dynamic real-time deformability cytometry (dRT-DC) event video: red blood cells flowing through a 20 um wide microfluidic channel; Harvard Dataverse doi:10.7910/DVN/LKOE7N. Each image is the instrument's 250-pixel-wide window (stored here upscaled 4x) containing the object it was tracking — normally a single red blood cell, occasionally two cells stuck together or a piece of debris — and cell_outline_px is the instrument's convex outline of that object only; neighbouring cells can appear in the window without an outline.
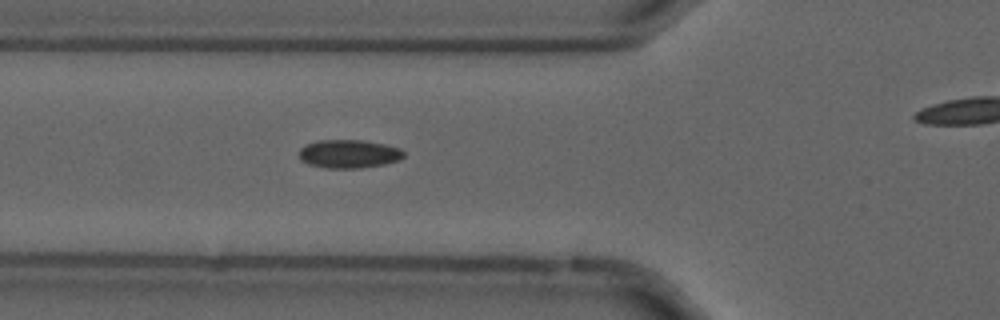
{"species": "common noctule bat (a hibernating species)", "species_latin": "Nyctalus noctula", "temperature_condition": "cold", "stored_images_in_passage": 38, "camera_frame_rate_fps": 3000, "um_per_image_px": 0.085, "animal": {"sex": "male", "forearm_length_mm": 52.5}, "frame": {"image": 1, "passage_image": 13, "time_ms": 4.0, "image_size_px": [1000, 320], "cell_outline_px": [[404, 156], [400, 160], [384, 164], [360, 168], [324, 168], [308, 164], [300, 160], [300, 148], [304, 144], [320, 140], [364, 140], [384, 144], [400, 148], [404, 152]], "centroid_in_image_um": [29.64, 13.08], "position_along_channel_um": 96.2, "area_um2": 17.46}}
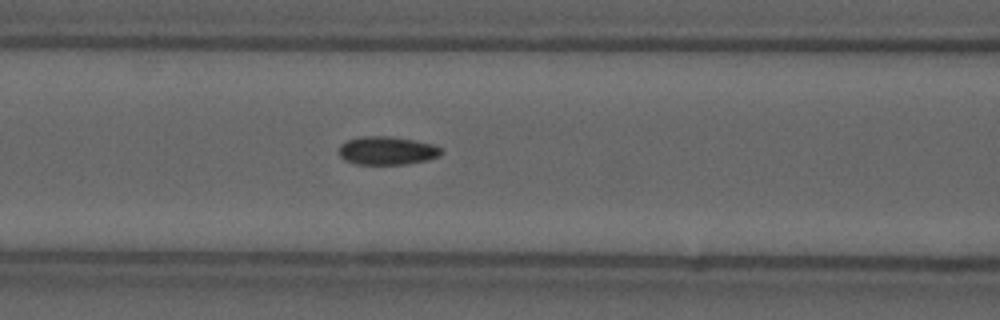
{"frame": {"image": 2, "passage_image": 16, "time_ms": 5.0, "image_size_px": [1000, 320], "cell_outline_px": [[444, 152], [440, 156], [428, 160], [404, 164], [356, 164], [344, 160], [340, 156], [340, 144], [348, 140], [360, 136], [388, 136], [412, 140], [432, 144], [440, 148]], "centroid_in_image_um": [32.9, 12.81], "position_along_channel_um": 133.7, "area_um2": 16.82}}
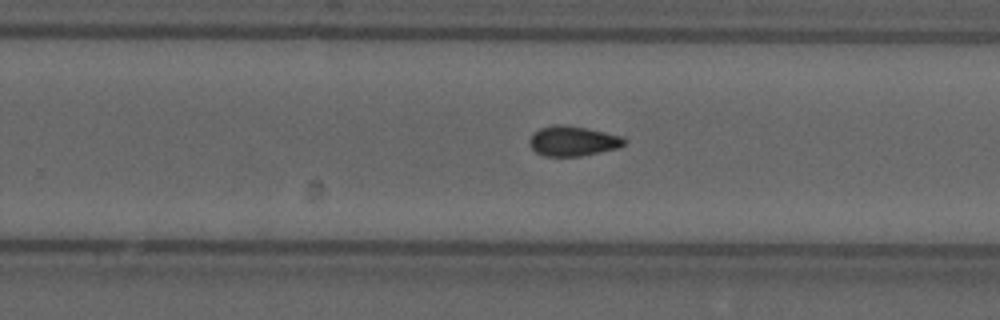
{"frame": {"image": 3, "passage_image": 28, "time_ms": 9.0, "image_size_px": [1000, 320], "cell_outline_px": [[628, 140], [620, 148], [580, 156], [544, 156], [536, 152], [528, 144], [528, 140], [532, 132], [540, 128], [552, 124], [560, 124], [584, 128], [624, 136]], "centroid_in_image_um": [48.68, 11.99], "position_along_channel_um": 281.1, "area_um2": 16.76}, "authors_computed_cell_mechanics": {"area_um2": 16.7042, "velocity_mm_per_s": 3.6957, "shape_relaxation_time_tau1_ms": null, "shape_relaxation_time_tau2_ms": 5.1101, "deformation_change_tau1": null, "deformation_change_tau2": 0.093}}